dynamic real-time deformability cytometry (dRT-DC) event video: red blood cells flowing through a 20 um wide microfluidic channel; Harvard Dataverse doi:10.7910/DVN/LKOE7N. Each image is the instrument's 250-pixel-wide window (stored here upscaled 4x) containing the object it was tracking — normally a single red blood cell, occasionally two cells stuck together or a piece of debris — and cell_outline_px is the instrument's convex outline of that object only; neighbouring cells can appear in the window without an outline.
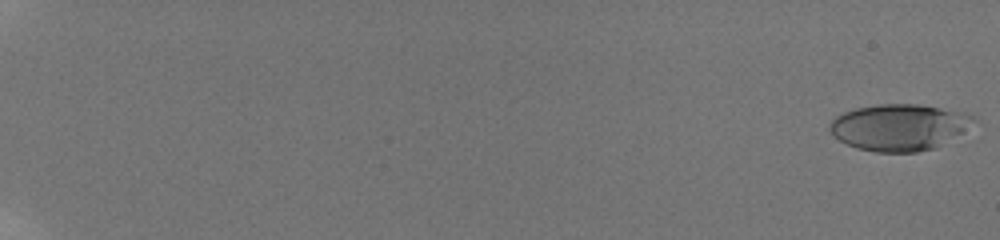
{"species": "human", "species_latin": "Homo sapiens", "temperature_condition": "room temperature", "stored_images_in_passage": 59, "camera_frame_rate_fps": 3000, "um_per_image_px": 0.085, "donor": {"sex": "male"}, "frame": {"image": 1, "passage_image": 1, "time_ms": 0.0, "image_size_px": [1000, 240], "cell_outline_px": [[976, 120], [960, 132], [936, 148], [916, 152], [876, 152], [856, 148], [832, 136], [828, 128], [828, 124], [836, 116], [844, 112], [856, 108], [876, 104], [920, 104], [960, 112], [976, 116]], "centroid_in_image_um": [76.36, 10.81], "position_along_channel_um": 8.6, "area_um2": 38.73}}
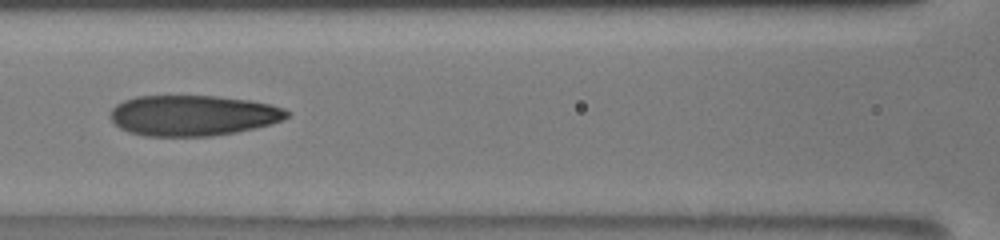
{"frame": {"image": 2, "passage_image": 32, "time_ms": 10.333, "image_size_px": [1000, 240], "cell_outline_px": [[288, 116], [272, 124], [256, 128], [236, 132], [212, 136], [144, 136], [128, 132], [120, 128], [108, 116], [112, 108], [116, 104], [124, 100], [136, 96], [216, 96], [248, 100], [268, 104], [284, 108], [288, 112]], "centroid_in_image_um": [16.36, 9.82], "position_along_channel_um": 150.2, "area_um2": 41.85}}
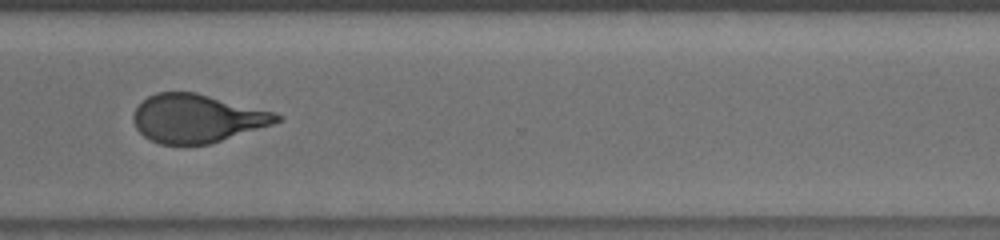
{"frame": {"image": 3, "passage_image": 48, "time_ms": 15.667, "image_size_px": [1000, 240], "cell_outline_px": [[284, 120], [272, 124], [208, 144], [160, 144], [144, 136], [136, 128], [132, 120], [132, 116], [136, 108], [148, 96], [156, 92], [196, 92], [272, 112], [284, 116]], "centroid_in_image_um": [16.72, 10.06], "position_along_channel_um": 353.9, "area_um2": 39.88}, "authors_computed_cell_mechanics": {"area_um2": 40.4022, "velocity_mm_per_s": 3.8267, "shape_relaxation_time_tau1_ms": 4.752, "shape_relaxation_time_tau2_ms": 1.3553, "deformation_change_tau1": 0.2158, "deformation_change_tau2": 0.0918}}